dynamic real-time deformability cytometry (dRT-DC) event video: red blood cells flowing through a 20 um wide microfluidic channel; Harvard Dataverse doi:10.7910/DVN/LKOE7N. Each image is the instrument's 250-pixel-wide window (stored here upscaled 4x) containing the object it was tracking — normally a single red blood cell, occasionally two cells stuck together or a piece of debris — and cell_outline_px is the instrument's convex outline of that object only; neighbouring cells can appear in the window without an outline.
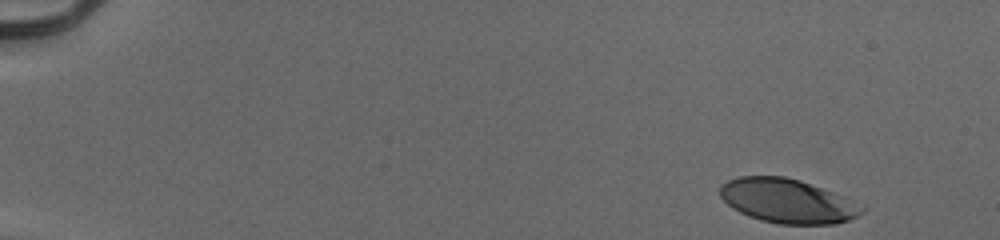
{"species": "human", "species_latin": "Homo sapiens", "temperature_condition": "cold", "stored_images_in_passage": 43, "camera_frame_rate_fps": 3000, "um_per_image_px": 0.085, "donor": {"sex": "male"}, "frame": {"image": 1, "passage_image": 1, "time_ms": 0.0, "image_size_px": [1000, 240], "cell_outline_px": [[864, 212], [848, 220], [836, 224], [780, 224], [760, 220], [748, 216], [732, 208], [720, 196], [720, 184], [728, 180], [740, 176], [784, 176], [800, 180], [832, 192], [864, 208]], "centroid_in_image_um": [66.87, 17.08], "position_along_channel_um": 18.1, "area_um2": 36.13}}
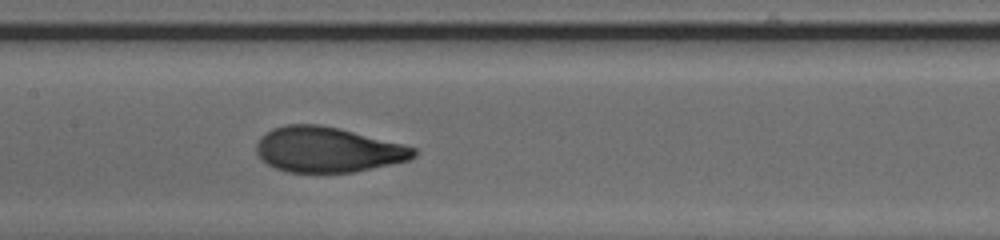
{"frame": {"image": 2, "passage_image": 25, "time_ms": 8.0, "image_size_px": [1000, 240], "cell_outline_px": [[416, 156], [408, 160], [352, 172], [288, 172], [276, 168], [268, 164], [256, 152], [256, 144], [260, 136], [264, 132], [272, 128], [284, 124], [320, 124], [340, 128], [404, 144], [416, 148]], "centroid_in_image_um": [27.83, 12.7], "position_along_channel_um": 179.6, "area_um2": 41.5}}
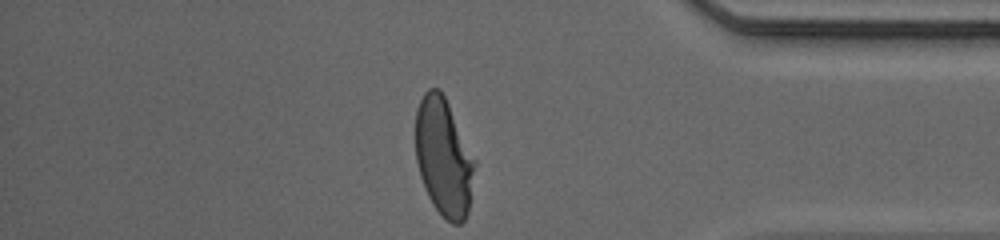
{"frame": {"image": 3, "passage_image": 43, "time_ms": 14.0, "image_size_px": [1000, 240], "cell_outline_px": [[476, 164], [468, 212], [464, 220], [460, 224], [452, 224], [432, 204], [428, 196], [420, 176], [416, 160], [416, 108], [424, 92], [428, 88], [440, 88], [476, 160]], "centroid_in_image_um": [37.71, 13.35], "position_along_channel_um": 397.5, "area_um2": 40.52}, "authors_computed_cell_mechanics": {"area_um2": 40.6334, "velocity_mm_per_s": 3.9554, "shape_relaxation_time_tau1_ms": 3.1966, "shape_relaxation_time_tau2_ms": null, "deformation_change_tau1": 0.1833, "deformation_change_tau2": null}}